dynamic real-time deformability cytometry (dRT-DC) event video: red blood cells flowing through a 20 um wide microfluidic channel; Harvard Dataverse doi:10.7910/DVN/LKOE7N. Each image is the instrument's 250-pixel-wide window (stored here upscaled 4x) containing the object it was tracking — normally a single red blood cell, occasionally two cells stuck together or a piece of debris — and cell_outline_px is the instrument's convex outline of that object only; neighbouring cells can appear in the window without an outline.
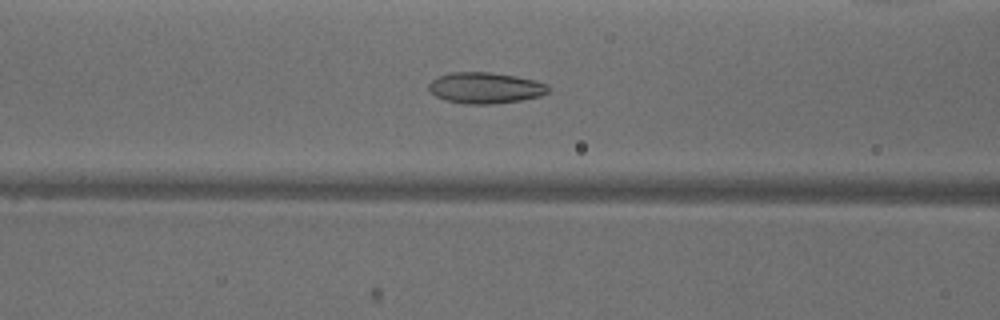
{"species": "common noctule bat (a hibernating species)", "species_latin": "Nyctalus noctula", "temperature_condition": "warm", "stored_images_in_passage": 44, "camera_frame_rate_fps": 3000, "um_per_image_px": 0.085, "animal": {"sex": "male", "body_mass_g": 18.8}, "frame": {"image": 1, "passage_image": 18, "time_ms": 5.667, "image_size_px": [1000, 320], "cell_outline_px": [[548, 92], [540, 96], [520, 100], [496, 104], [464, 104], [444, 100], [436, 96], [428, 88], [428, 84], [436, 76], [448, 72], [488, 72], [516, 76], [548, 84]], "centroid_in_image_um": [41.2, 7.47], "position_along_channel_um": 125.4, "area_um2": 21.73}}
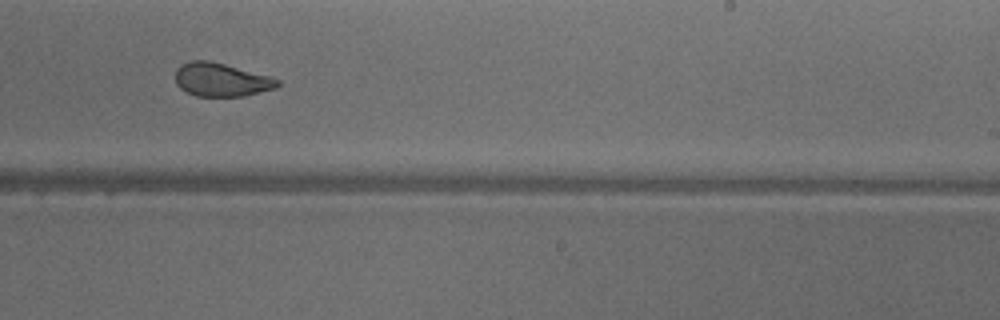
{"frame": {"image": 2, "passage_image": 29, "time_ms": 9.333, "image_size_px": [1000, 320], "cell_outline_px": [[280, 84], [276, 88], [244, 96], [196, 96], [180, 88], [176, 84], [176, 68], [180, 64], [192, 60], [208, 60], [272, 76], [280, 80]], "centroid_in_image_um": [18.82, 6.77], "position_along_channel_um": 270.2, "area_um2": 20.0}}
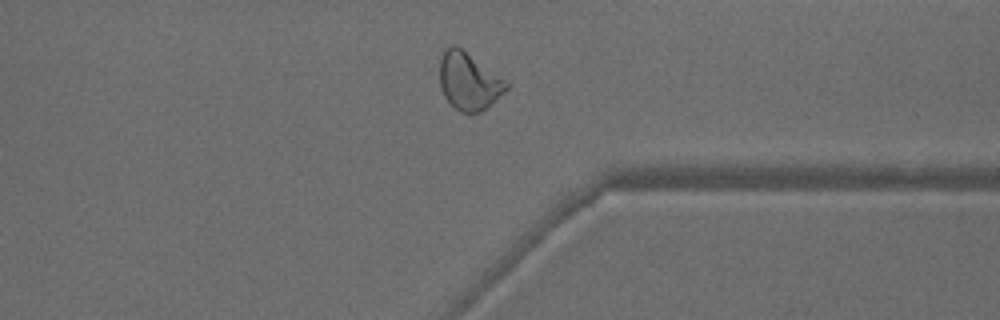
{"frame": {"image": 3, "passage_image": 37, "time_ms": 12.0, "image_size_px": [1000, 320], "cell_outline_px": [[508, 88], [496, 100], [480, 112], [460, 112], [444, 96], [440, 88], [440, 60], [444, 48], [452, 44], [456, 44], [504, 80], [508, 84]], "centroid_in_image_um": [39.81, 6.89], "position_along_channel_um": 371.6, "area_um2": 21.91}, "authors_computed_cell_mechanics": {"area_um2": 21.8195, "velocity_mm_per_s": 3.9501, "shape_relaxation_time_tau1_ms": 7.2589, "shape_relaxation_time_tau2_ms": 1.5148, "deformation_change_tau1": 0.2005, "deformation_change_tau2": 0.0789}}